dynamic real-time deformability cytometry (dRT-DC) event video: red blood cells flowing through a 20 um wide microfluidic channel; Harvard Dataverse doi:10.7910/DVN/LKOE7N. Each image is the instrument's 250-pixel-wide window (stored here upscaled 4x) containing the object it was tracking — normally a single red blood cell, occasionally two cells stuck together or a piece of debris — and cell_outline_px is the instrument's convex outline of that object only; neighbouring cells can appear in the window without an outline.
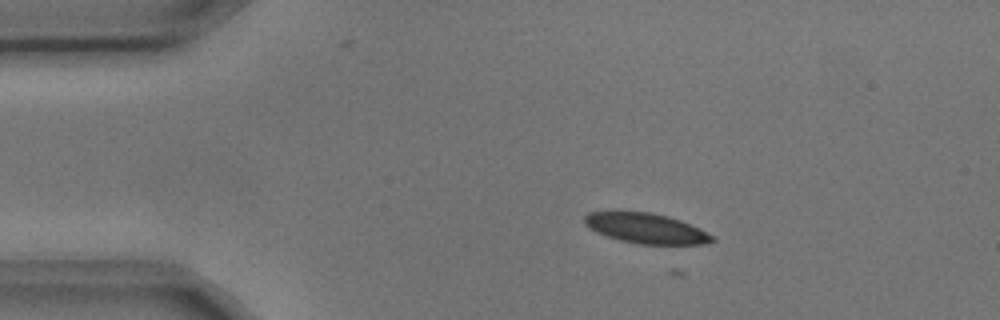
{"species": "common noctule bat (a hibernating species)", "species_latin": "Nyctalus noctula", "temperature_condition": "cold", "stored_images_in_passage": 4, "camera_frame_rate_fps": 3000, "um_per_image_px": 0.085, "animal": {"sex": "male", "body_mass_g": 17.9, "forearm_length_mm": 54.2}, "frame": {"image": 1, "passage_image": 2, "time_ms": 0.333, "image_size_px": [1000, 320], "cell_outline_px": [[716, 240], [704, 244], [640, 244], [620, 240], [596, 232], [588, 228], [584, 224], [584, 216], [588, 212], [652, 212], [668, 216], [680, 220], [700, 228], [712, 236]], "centroid_in_image_um": [54.9, 19.4], "position_along_channel_um": 30.1, "area_um2": 22.31}}